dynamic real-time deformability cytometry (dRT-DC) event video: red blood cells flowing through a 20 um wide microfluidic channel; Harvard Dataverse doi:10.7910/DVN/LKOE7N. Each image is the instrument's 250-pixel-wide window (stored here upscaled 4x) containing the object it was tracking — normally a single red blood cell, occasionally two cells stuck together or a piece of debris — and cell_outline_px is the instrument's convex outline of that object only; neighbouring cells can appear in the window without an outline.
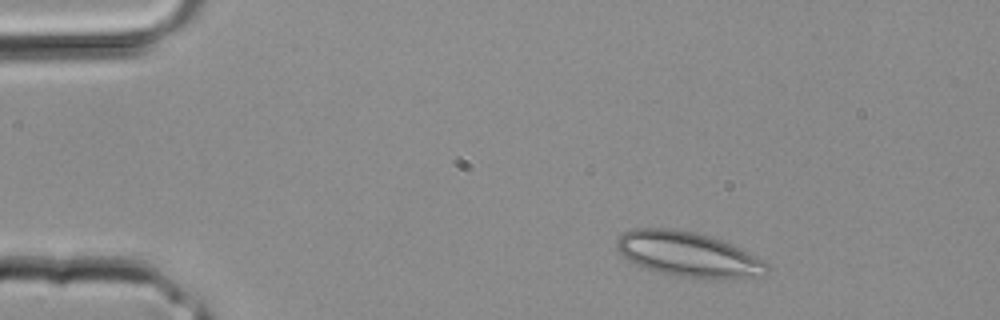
{"species": "common noctule bat (a hibernating species)", "species_latin": "Nyctalus noctula", "temperature_condition": "room temperature", "stored_images_in_passage": 1, "camera_frame_rate_fps": 3000, "um_per_image_px": 0.085, "animal": {"sex": "male", "body_mass_g": 20.4}, "frame": {"image": 1, "passage_image": 1, "time_ms": 0.0, "image_size_px": [1000, 320], "cell_outline_px": [[768, 272], [764, 276], [680, 276], [660, 272], [636, 264], [628, 260], [616, 248], [616, 240], [624, 232], [632, 228], [672, 228], [692, 232], [708, 236], [720, 240], [740, 248], [768, 260]], "centroid_in_image_um": [58.48, 21.57], "position_along_channel_um": 26.5, "area_um2": 38.26}}